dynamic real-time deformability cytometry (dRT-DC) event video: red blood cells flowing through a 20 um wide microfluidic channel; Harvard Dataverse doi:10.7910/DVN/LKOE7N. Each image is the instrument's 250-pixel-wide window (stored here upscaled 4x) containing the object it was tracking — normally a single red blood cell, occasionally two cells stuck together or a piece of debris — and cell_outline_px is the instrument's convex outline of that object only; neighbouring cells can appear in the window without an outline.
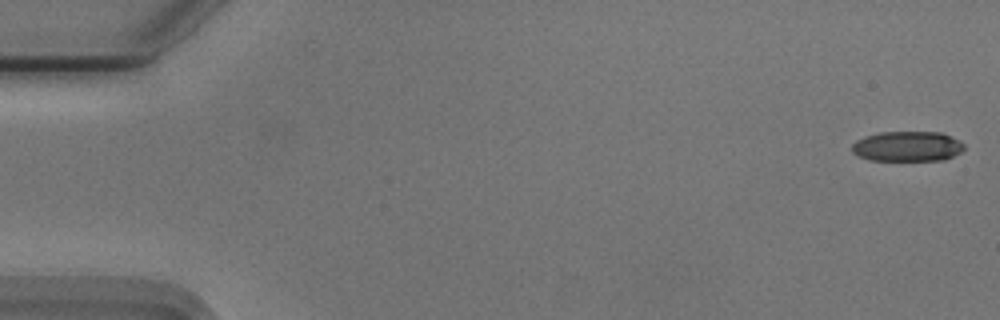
{"species": "Egyptian fruit bat (a non-hibernating species)", "species_latin": "Rousettus aegyptiacus", "temperature_condition": "cold", "stored_images_in_passage": 50, "camera_frame_rate_fps": 3000, "um_per_image_px": 0.085, "animal": {"sex": "male"}, "frame": {"image": 1, "passage_image": 1, "time_ms": 0.0, "image_size_px": [1000, 320], "cell_outline_px": [[964, 148], [960, 152], [944, 160], [868, 160], [856, 156], [852, 152], [852, 144], [856, 140], [864, 136], [880, 132], [940, 132], [960, 140], [964, 144]], "centroid_in_image_um": [77.09, 12.44], "position_along_channel_um": 7.9, "area_um2": 19.83}}
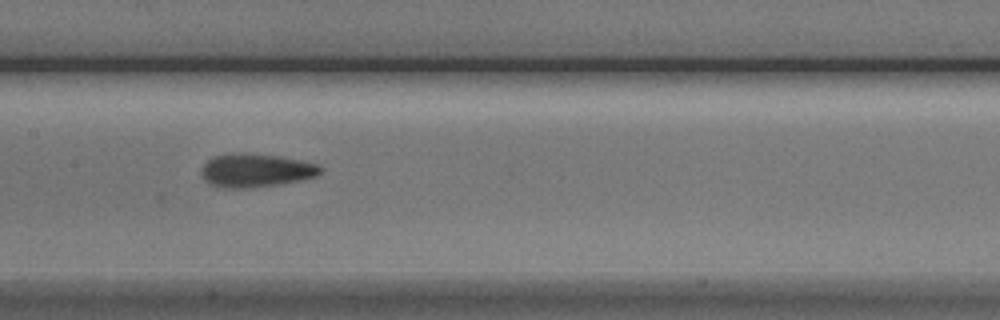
{"frame": {"image": 2, "passage_image": 27, "time_ms": 8.667, "image_size_px": [1000, 320], "cell_outline_px": [[324, 168], [316, 176], [300, 180], [280, 184], [252, 188], [220, 188], [208, 184], [204, 180], [200, 172], [204, 164], [208, 160], [216, 156], [236, 152], [280, 156], [300, 160], [316, 164]], "centroid_in_image_um": [21.71, 14.49], "position_along_channel_um": 185.7, "area_um2": 23.35}}
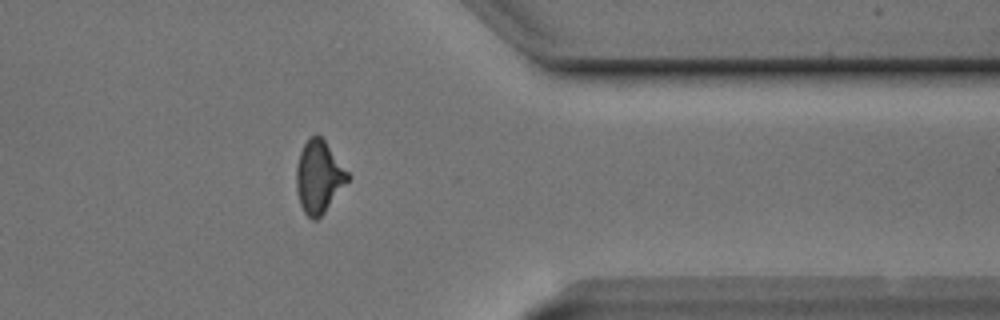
{"frame": {"image": 3, "passage_image": 44, "time_ms": 14.333, "image_size_px": [1000, 320], "cell_outline_px": [[352, 176], [324, 212], [316, 220], [312, 220], [304, 212], [300, 204], [296, 188], [296, 168], [300, 152], [308, 136], [316, 132], [324, 140]], "centroid_in_image_um": [27.1, 15.0], "position_along_channel_um": 384.3, "area_um2": 21.73}}